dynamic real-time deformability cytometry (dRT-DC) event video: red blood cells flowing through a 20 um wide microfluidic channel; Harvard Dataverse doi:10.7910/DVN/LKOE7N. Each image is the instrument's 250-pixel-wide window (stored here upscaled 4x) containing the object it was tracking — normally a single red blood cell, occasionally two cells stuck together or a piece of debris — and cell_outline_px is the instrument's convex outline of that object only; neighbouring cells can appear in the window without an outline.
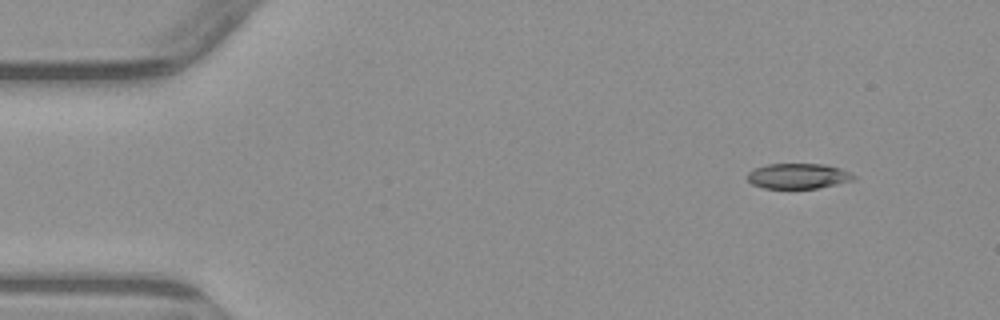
{"species": "common noctule bat (a hibernating species)", "species_latin": "Nyctalus noctula", "temperature_condition": "warm", "stored_images_in_passage": 5, "camera_frame_rate_fps": 3000, "um_per_image_px": 0.085, "animal": {"sex": "male", "body_mass_g": 23.1, "forearm_length_mm": 52.7}, "frame": {"image": 1, "passage_image": 2, "time_ms": 1.333, "image_size_px": [1000, 320], "cell_outline_px": [[856, 180], [816, 188], [764, 188], [752, 184], [748, 180], [748, 172], [756, 168], [768, 164], [824, 164], [840, 168], [856, 176]], "centroid_in_image_um": [67.86, 14.96], "position_along_channel_um": 17.1, "area_um2": 15.55}}
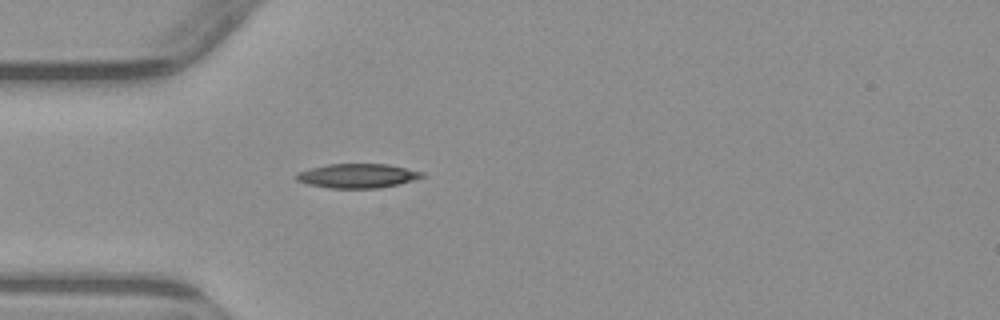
{"frame": {"image": 2, "passage_image": 5, "time_ms": 4.667, "image_size_px": [1000, 320], "cell_outline_px": [[424, 176], [412, 180], [380, 188], [328, 188], [308, 184], [296, 180], [296, 176], [300, 172], [312, 168], [328, 164], [388, 164], [424, 172]], "centroid_in_image_um": [30.39, 14.94], "position_along_channel_um": 54.6, "area_um2": 17.51}}